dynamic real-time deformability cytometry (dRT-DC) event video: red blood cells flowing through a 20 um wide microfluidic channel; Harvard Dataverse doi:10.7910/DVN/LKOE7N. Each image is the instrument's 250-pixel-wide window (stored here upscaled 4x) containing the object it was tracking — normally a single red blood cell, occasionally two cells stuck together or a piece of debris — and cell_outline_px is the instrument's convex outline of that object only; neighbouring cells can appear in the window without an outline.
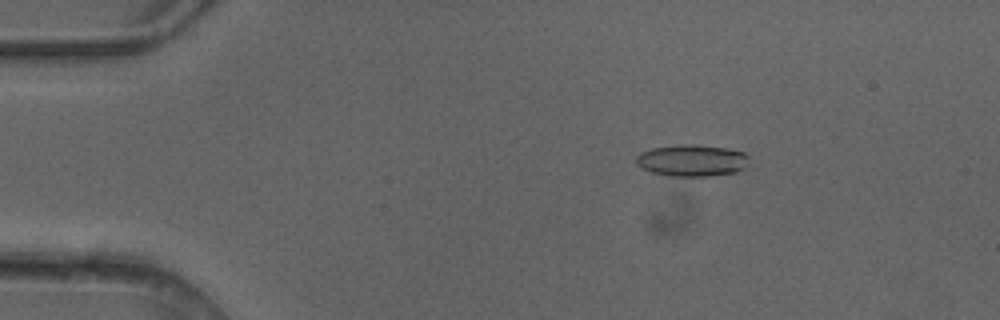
{"species": "common noctule bat (a hibernating species)", "species_latin": "Nyctalus noctula", "temperature_condition": "cold", "stored_images_in_passage": 5, "camera_frame_rate_fps": 3000, "um_per_image_px": 0.085, "animal": {"sex": "female"}, "frame": {"image": 1, "passage_image": 3, "time_ms": 0.667, "image_size_px": [1000, 320], "cell_outline_px": [[748, 168], [736, 172], [708, 176], [672, 176], [652, 172], [636, 164], [636, 156], [640, 152], [652, 148], [680, 144], [692, 144], [724, 148], [744, 152], [748, 156]], "centroid_in_image_um": [58.84, 13.64], "position_along_channel_um": 26.2, "area_um2": 20.92}}
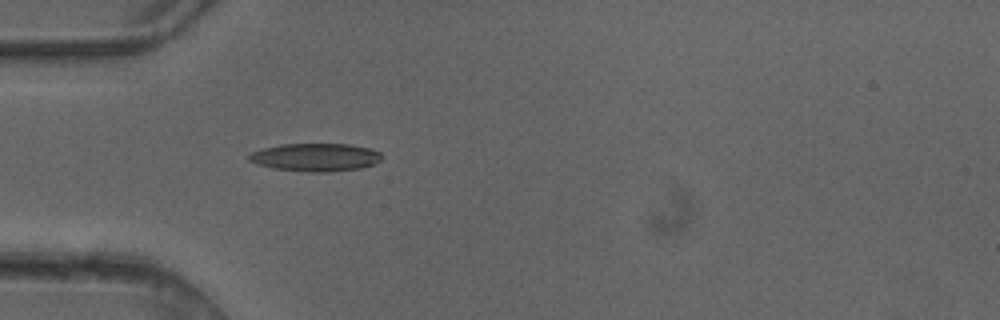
{"frame": {"image": 2, "passage_image": 5, "time_ms": 1.333, "image_size_px": [1000, 320], "cell_outline_px": [[384, 156], [380, 160], [372, 164], [360, 168], [332, 172], [308, 172], [272, 168], [256, 164], [248, 160], [248, 156], [252, 152], [264, 148], [280, 144], [352, 144], [372, 148], [380, 152]], "centroid_in_image_um": [26.84, 13.36], "position_along_channel_um": 58.2, "area_um2": 21.85}}